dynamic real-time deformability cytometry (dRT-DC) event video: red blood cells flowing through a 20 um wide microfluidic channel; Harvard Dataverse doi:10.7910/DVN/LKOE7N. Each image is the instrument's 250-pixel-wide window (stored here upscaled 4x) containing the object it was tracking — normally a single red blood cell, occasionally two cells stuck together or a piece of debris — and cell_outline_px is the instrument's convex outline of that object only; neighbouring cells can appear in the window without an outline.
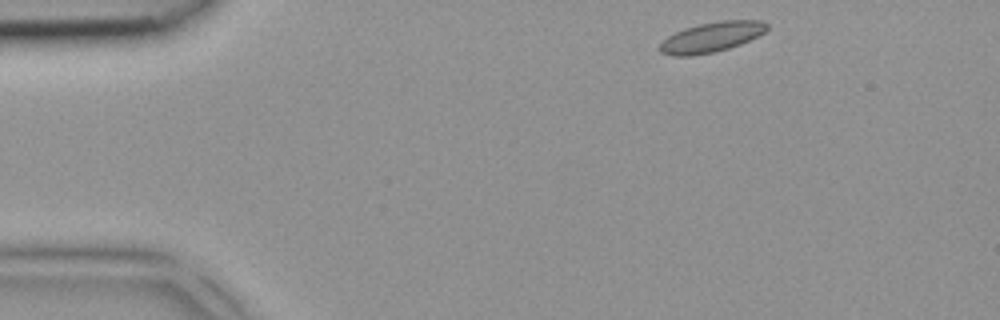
{"species": "common noctule bat (a hibernating species)", "species_latin": "Nyctalus noctula", "temperature_condition": "room temperature", "stored_images_in_passage": 5, "camera_frame_rate_fps": 3000, "um_per_image_px": 0.085, "animal": {"sex": "female", "body_mass_g": 18.4}, "frame": {"image": 1, "passage_image": 1, "time_ms": 0.0, "image_size_px": [1000, 320], "cell_outline_px": [[768, 28], [764, 32], [740, 44], [728, 48], [712, 52], [692, 56], [672, 56], [660, 52], [660, 44], [668, 36], [684, 28], [700, 24], [720, 20], [760, 20], [768, 24]], "centroid_in_image_um": [60.47, 3.15], "position_along_channel_um": 24.5, "area_um2": 18.55}}
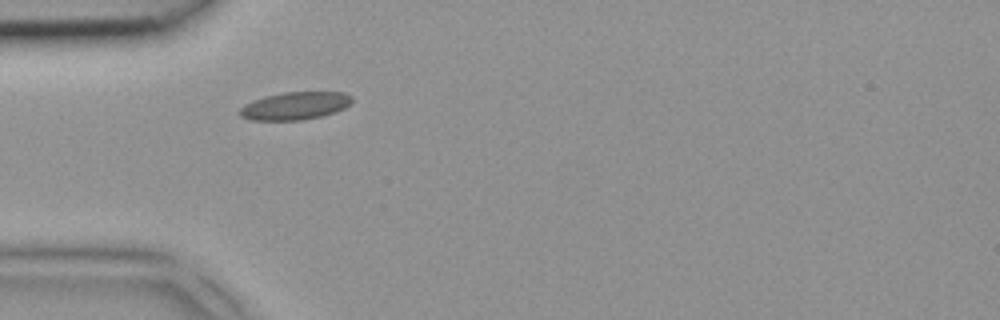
{"frame": {"image": 2, "passage_image": 3, "time_ms": 0.667, "image_size_px": [1000, 320], "cell_outline_px": [[352, 100], [344, 108], [320, 116], [300, 120], [252, 120], [240, 116], [236, 112], [244, 104], [252, 100], [264, 96], [284, 92], [344, 92], [352, 96]], "centroid_in_image_um": [25.01, 8.99], "position_along_channel_um": 60.0, "area_um2": 18.09}}